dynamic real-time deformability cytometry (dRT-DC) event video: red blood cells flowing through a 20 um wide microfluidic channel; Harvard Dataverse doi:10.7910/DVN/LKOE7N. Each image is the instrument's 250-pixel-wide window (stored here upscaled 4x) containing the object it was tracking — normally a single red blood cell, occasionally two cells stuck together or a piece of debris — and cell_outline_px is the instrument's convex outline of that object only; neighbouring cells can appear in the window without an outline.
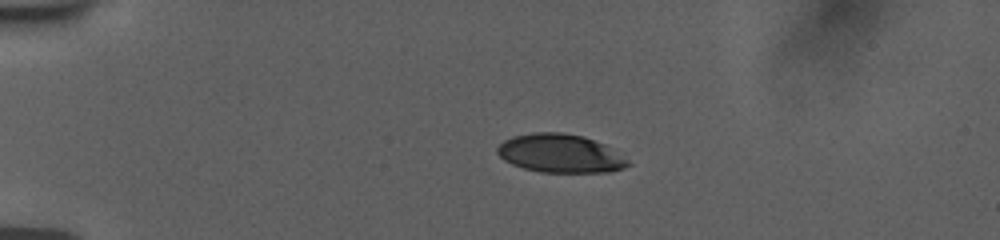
{"species": "human", "species_latin": "Homo sapiens", "temperature_condition": "room temperature", "stored_images_in_passage": 43, "camera_frame_rate_fps": 3000, "um_per_image_px": 0.085, "donor": {"sex": "female"}, "frame": {"image": 1, "passage_image": 1, "time_ms": 0.0, "image_size_px": [1000, 240], "cell_outline_px": [[632, 164], [624, 168], [608, 172], [540, 172], [524, 168], [512, 164], [504, 160], [496, 152], [496, 148], [504, 140], [512, 136], [532, 132], [564, 132], [584, 136], [604, 144], [612, 148], [628, 160]], "centroid_in_image_um": [47.62, 13.03], "position_along_channel_um": 37.4, "area_um2": 29.48}}
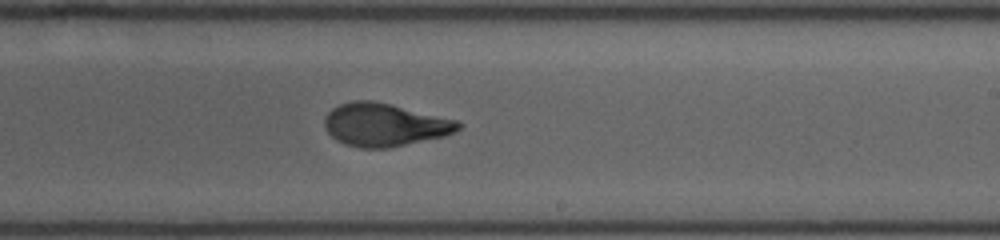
{"frame": {"image": 2, "passage_image": 23, "time_ms": 7.333, "image_size_px": [1000, 240], "cell_outline_px": [[464, 124], [456, 132], [444, 136], [388, 148], [360, 148], [344, 144], [336, 140], [324, 128], [324, 120], [328, 112], [332, 108], [340, 104], [356, 100], [372, 100], [392, 104], [456, 120]], "centroid_in_image_um": [32.68, 10.6], "position_along_channel_um": 256.3, "area_um2": 33.52}}
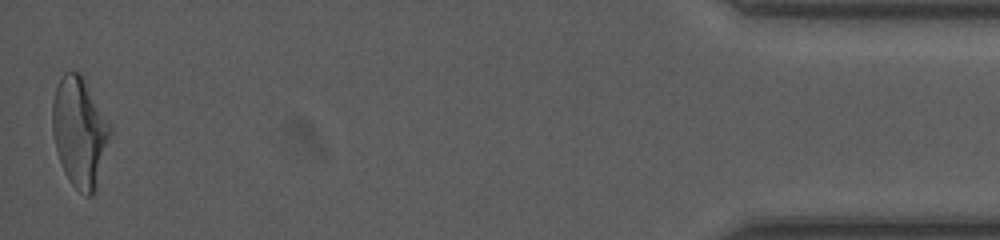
{"frame": {"image": 3, "passage_image": 43, "time_ms": 14.0, "image_size_px": [1000, 240], "cell_outline_px": [[112, 132], [92, 196], [84, 196], [72, 184], [64, 172], [56, 148], [52, 132], [52, 100], [56, 84], [64, 72], [80, 72], [112, 128]], "centroid_in_image_um": [6.74, 11.19], "position_along_channel_um": 428.5, "area_um2": 36.47}, "authors_computed_cell_mechanics": {"area_um2": 33.4084, "velocity_mm_per_s": 3.7654, "shape_relaxation_time_tau1_ms": 4.9107, "shape_relaxation_time_tau2_ms": 0.9916, "deformation_change_tau1": 0.1989, "deformation_change_tau2": 0.0694}}